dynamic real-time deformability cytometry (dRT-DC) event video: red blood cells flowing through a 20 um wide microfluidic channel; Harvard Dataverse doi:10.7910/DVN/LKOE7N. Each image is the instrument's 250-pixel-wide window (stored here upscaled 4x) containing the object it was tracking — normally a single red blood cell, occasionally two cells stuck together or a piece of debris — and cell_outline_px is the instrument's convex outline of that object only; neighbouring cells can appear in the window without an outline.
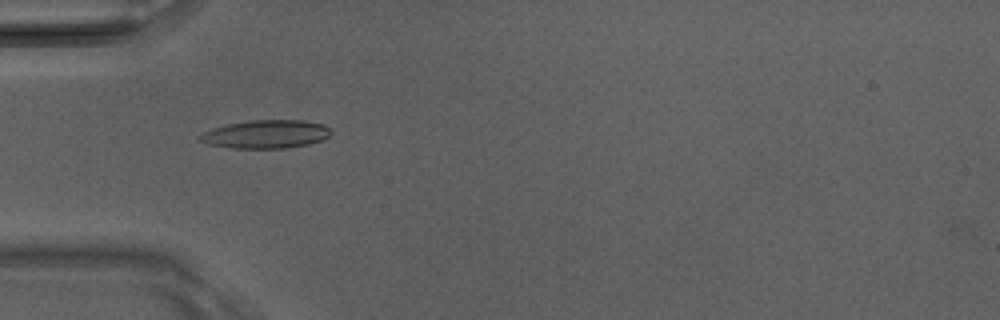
{"species": "Egyptian fruit bat (a non-hibernating species)", "species_latin": "Rousettus aegyptiacus", "temperature_condition": "room temperature", "stored_images_in_passage": 40, "camera_frame_rate_fps": 3000, "um_per_image_px": 0.085, "animal": {"sex": "male"}, "frame": {"image": 1, "passage_image": 5, "time_ms": 1.333, "image_size_px": [1000, 320], "cell_outline_px": [[332, 132], [328, 136], [320, 140], [308, 144], [284, 148], [232, 148], [208, 144], [200, 140], [196, 136], [212, 128], [228, 124], [252, 120], [300, 120], [324, 124]], "centroid_in_image_um": [22.57, 11.4], "position_along_channel_um": 62.4, "area_um2": 21.44}}
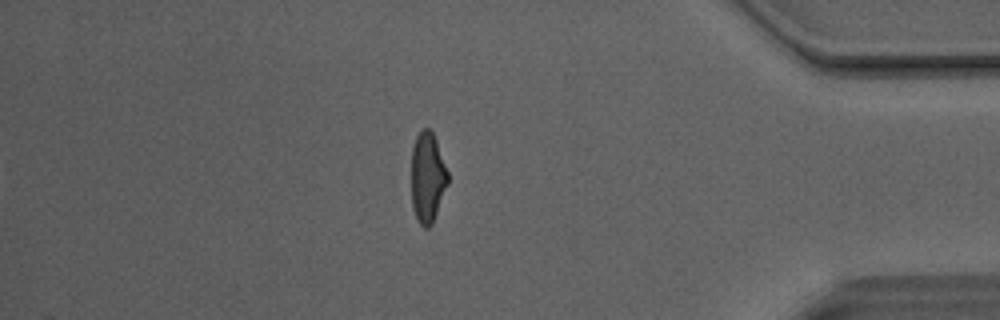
{"frame": {"image": 2, "passage_image": 32, "time_ms": 10.333, "image_size_px": [1000, 320], "cell_outline_px": [[448, 184], [432, 224], [428, 228], [424, 228], [420, 224], [412, 208], [412, 148], [416, 136], [420, 128], [428, 128], [432, 132], [436, 140], [448, 172]], "centroid_in_image_um": [36.34, 15.07], "position_along_channel_um": 398.9, "area_um2": 19.19}}
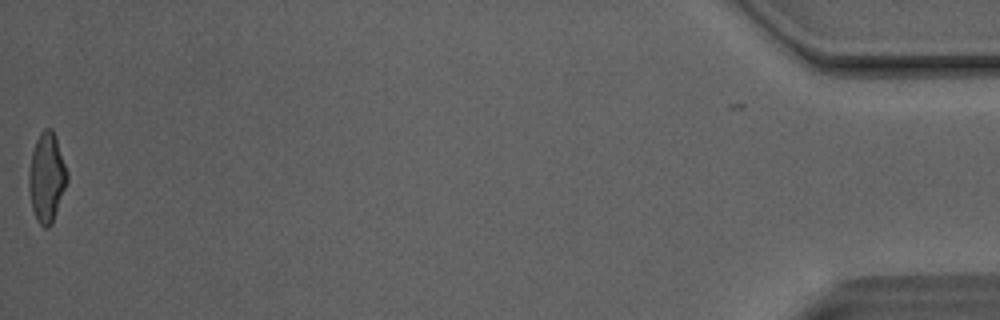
{"frame": {"image": 3, "passage_image": 39, "time_ms": 12.667, "image_size_px": [1000, 320], "cell_outline_px": [[68, 180], [52, 224], [48, 228], [44, 228], [36, 220], [32, 208], [28, 188], [28, 172], [32, 152], [36, 140], [40, 132], [44, 128], [52, 128], [56, 136], [68, 172]], "centroid_in_image_um": [3.97, 15.08], "position_along_channel_um": 431.2, "area_um2": 20.17}, "authors_computed_cell_mechanics": {"area_um2": 19.9121, "velocity_mm_per_s": 4.1537, "shape_relaxation_time_tau1_ms": 3.9565, "shape_relaxation_time_tau2_ms": 1.369, "deformation_change_tau1": 0.1649, "deformation_change_tau2": 0.0801}}